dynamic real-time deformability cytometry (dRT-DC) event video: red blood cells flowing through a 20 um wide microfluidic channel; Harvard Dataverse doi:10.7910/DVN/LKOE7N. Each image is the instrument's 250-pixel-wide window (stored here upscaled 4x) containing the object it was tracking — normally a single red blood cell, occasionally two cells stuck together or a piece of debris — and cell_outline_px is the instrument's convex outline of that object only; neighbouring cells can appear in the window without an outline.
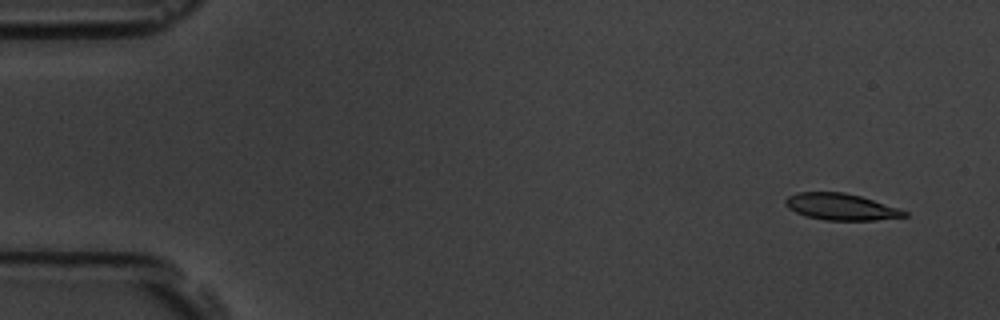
{"species": "common noctule bat (a hibernating species)", "species_latin": "Nyctalus noctula", "temperature_condition": "room temperature", "stored_images_in_passage": 4, "camera_frame_rate_fps": 3000, "um_per_image_px": 0.085, "animal": {"sex": "male", "body_mass_g": 19.5, "forearm_length_mm": 54.6}, "frame": {"image": 1, "passage_image": 1, "time_ms": 0.0, "image_size_px": [1000, 320], "cell_outline_px": [[908, 216], [876, 220], [824, 220], [808, 216], [796, 212], [788, 208], [784, 204], [784, 200], [788, 196], [796, 192], [844, 192], [860, 196], [900, 208], [908, 212]], "centroid_in_image_um": [71.48, 17.57], "position_along_channel_um": 13.5, "area_um2": 18.44}}
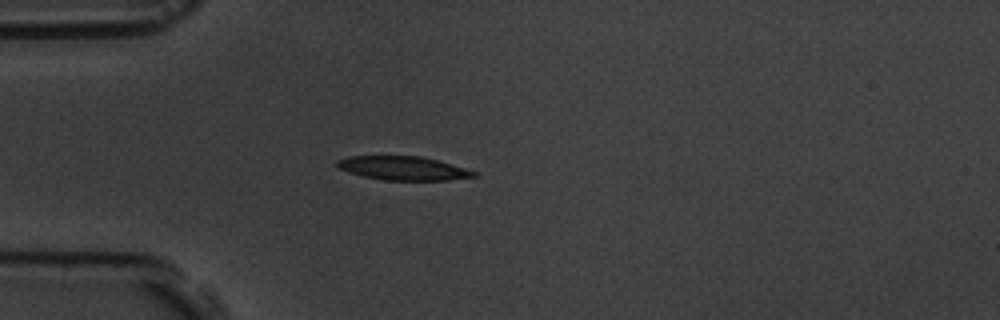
{"frame": {"image": 2, "passage_image": 4, "time_ms": 4.0, "image_size_px": [1000, 320], "cell_outline_px": [[476, 176], [448, 180], [384, 180], [364, 176], [348, 172], [340, 168], [336, 164], [336, 160], [348, 156], [420, 156], [436, 160], [464, 168], [476, 172]], "centroid_in_image_um": [34.22, 14.29], "position_along_channel_um": 50.8, "area_um2": 18.67}}